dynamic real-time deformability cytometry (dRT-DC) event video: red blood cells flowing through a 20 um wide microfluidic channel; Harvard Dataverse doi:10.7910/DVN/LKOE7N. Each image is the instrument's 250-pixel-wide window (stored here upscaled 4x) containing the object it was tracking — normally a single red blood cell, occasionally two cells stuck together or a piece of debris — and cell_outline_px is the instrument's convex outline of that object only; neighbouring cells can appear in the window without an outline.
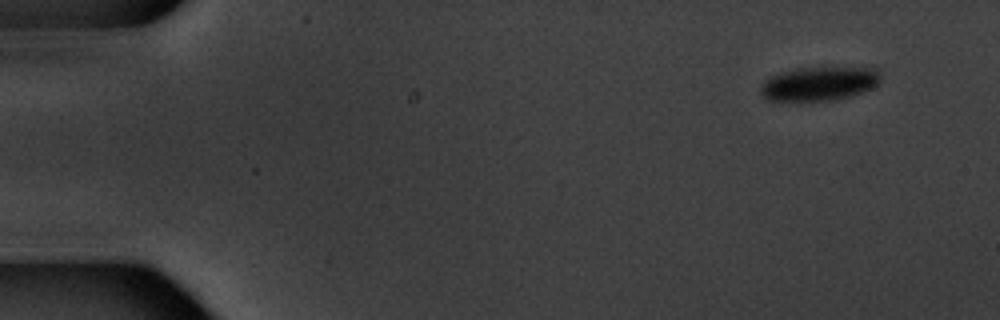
{"species": "common noctule bat (a hibernating species)", "species_latin": "Nyctalus noctula", "temperature_condition": "warm", "stored_images_in_passage": 6, "camera_frame_rate_fps": 3000, "um_per_image_px": 0.085, "animal": {"sex": "male", "body_mass_g": 20.1, "forearm_length_mm": 53.5}, "frame": {"image": 1, "passage_image": 2, "time_ms": 1.0, "image_size_px": [1000, 320], "cell_outline_px": [[880, 84], [852, 96], [836, 100], [768, 100], [760, 92], [760, 88], [764, 80], [780, 72], [796, 68], [876, 68], [880, 72]], "centroid_in_image_um": [69.65, 7.11], "position_along_channel_um": 15.4, "area_um2": 23.58}}
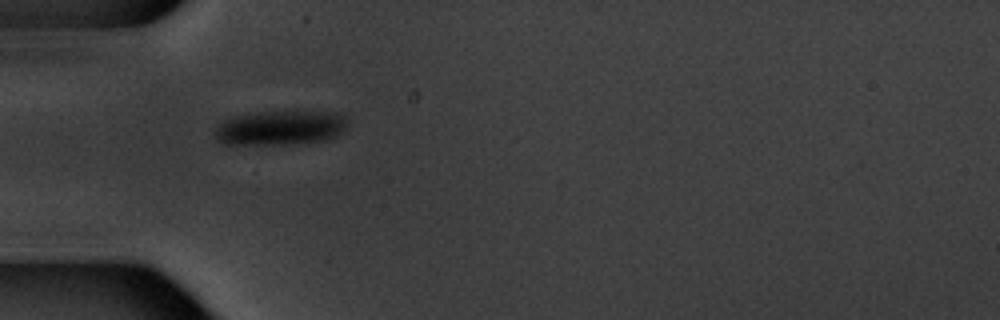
{"frame": {"image": 2, "passage_image": 5, "time_ms": 5.667, "image_size_px": [1000, 320], "cell_outline_px": [[348, 120], [344, 132], [336, 136], [324, 140], [280, 144], [224, 144], [216, 140], [216, 128], [224, 120], [236, 116], [264, 112], [336, 112], [344, 116]], "centroid_in_image_um": [23.86, 10.87], "position_along_channel_um": 61.1, "area_um2": 26.24}}
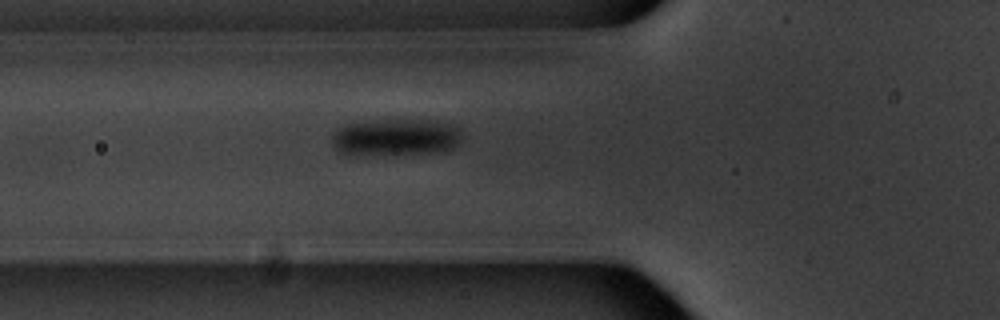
{"frame": {"image": 3, "passage_image": 6, "time_ms": 6.667, "image_size_px": [1000, 320], "cell_outline_px": [[460, 140], [452, 148], [428, 152], [340, 152], [336, 148], [332, 140], [332, 136], [336, 128], [344, 124], [364, 120], [436, 120], [456, 124], [460, 128]], "centroid_in_image_um": [33.66, 11.57], "position_along_channel_um": 92.1, "area_um2": 27.05}}